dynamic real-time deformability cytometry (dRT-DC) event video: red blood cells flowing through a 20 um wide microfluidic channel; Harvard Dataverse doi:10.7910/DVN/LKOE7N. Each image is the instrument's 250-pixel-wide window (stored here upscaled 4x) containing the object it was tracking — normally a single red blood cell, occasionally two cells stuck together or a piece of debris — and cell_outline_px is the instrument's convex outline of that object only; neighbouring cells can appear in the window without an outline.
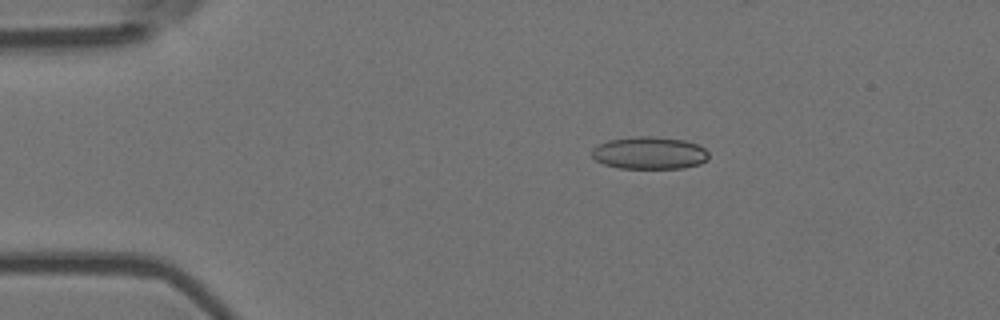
{"species": "Egyptian fruit bat (a non-hibernating species)", "species_latin": "Rousettus aegyptiacus", "temperature_condition": "room temperature", "stored_images_in_passage": 3, "camera_frame_rate_fps": 3000, "um_per_image_px": 0.085, "animal": {"sex": "female"}, "frame": {"image": 1, "passage_image": 1, "time_ms": 0.0, "image_size_px": [1000, 320], "cell_outline_px": [[708, 160], [700, 164], [684, 168], [620, 168], [604, 164], [596, 160], [592, 156], [592, 148], [608, 140], [640, 136], [656, 136], [684, 140], [696, 144], [704, 148], [708, 152]], "centroid_in_image_um": [55.22, 13.0], "position_along_channel_um": 29.8, "area_um2": 22.08}}